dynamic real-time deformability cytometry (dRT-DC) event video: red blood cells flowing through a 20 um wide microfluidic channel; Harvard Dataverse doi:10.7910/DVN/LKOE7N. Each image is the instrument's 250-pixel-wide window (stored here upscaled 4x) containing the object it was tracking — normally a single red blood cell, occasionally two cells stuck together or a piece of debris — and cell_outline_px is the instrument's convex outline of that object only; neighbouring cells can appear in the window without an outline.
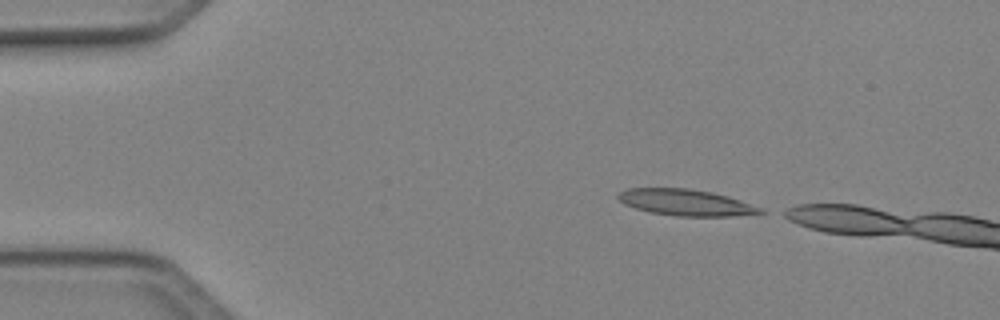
{"species": "Egyptian fruit bat (a non-hibernating species)", "species_latin": "Rousettus aegyptiacus", "temperature_condition": "cold", "stored_images_in_passage": 7, "camera_frame_rate_fps": 3000, "um_per_image_px": 0.085, "animal": {"sex": "female"}, "frame": {"image": 1, "passage_image": 1, "time_ms": 0.0, "image_size_px": [1000, 320], "cell_outline_px": [[768, 212], [732, 216], [676, 216], [652, 212], [636, 208], [624, 204], [616, 196], [620, 192], [628, 188], [688, 188], [712, 192], [728, 196], [764, 208]], "centroid_in_image_um": [58.34, 17.21], "position_along_channel_um": 26.7, "area_um2": 21.79}}